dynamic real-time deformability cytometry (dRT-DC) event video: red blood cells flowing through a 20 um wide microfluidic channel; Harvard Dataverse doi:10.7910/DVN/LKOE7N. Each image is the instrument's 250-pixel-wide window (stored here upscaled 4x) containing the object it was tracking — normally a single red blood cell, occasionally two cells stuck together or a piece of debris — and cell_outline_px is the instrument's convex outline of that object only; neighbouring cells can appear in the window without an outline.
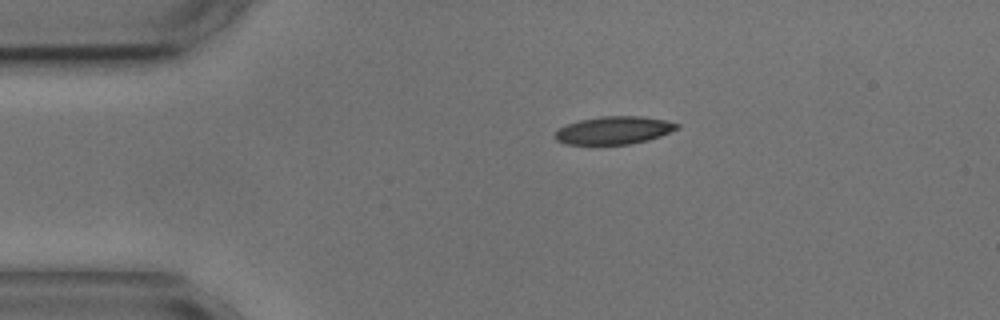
{"species": "common noctule bat (a hibernating species)", "species_latin": "Nyctalus noctula", "temperature_condition": "cold", "stored_images_in_passage": 2, "camera_frame_rate_fps": 3000, "um_per_image_px": 0.085, "animal": {"sex": "male", "body_mass_g": 17.9, "forearm_length_mm": 54.2}, "frame": {"image": 1, "passage_image": 1, "time_ms": 0.0, "image_size_px": [1000, 320], "cell_outline_px": [[680, 128], [660, 136], [648, 140], [628, 144], [564, 144], [556, 140], [556, 132], [560, 128], [568, 124], [580, 120], [600, 116], [640, 116], [664, 120], [680, 124]], "centroid_in_image_um": [52.21, 11.07], "position_along_channel_um": 32.8, "area_um2": 19.59}}